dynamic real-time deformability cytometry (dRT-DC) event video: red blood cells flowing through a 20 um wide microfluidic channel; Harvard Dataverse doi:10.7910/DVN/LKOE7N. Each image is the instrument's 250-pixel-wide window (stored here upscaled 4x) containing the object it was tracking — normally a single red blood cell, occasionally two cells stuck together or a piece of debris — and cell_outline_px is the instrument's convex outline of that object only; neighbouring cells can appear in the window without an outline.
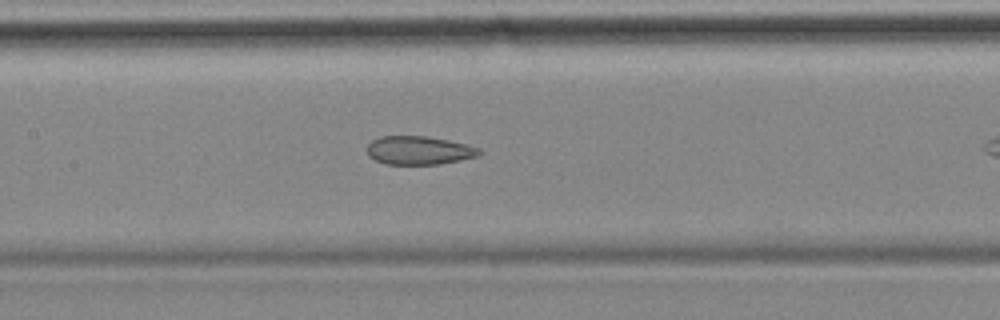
{"species": "common noctule bat (a hibernating species)", "species_latin": "Nyctalus noctula", "temperature_condition": "cold", "stored_images_in_passage": 19, "camera_frame_rate_fps": 3000, "um_per_image_px": 0.085, "animal": {"sex": "female", "body_mass_g": 18.4}, "frame": {"image": 1, "passage_image": 14, "time_ms": 4.333, "image_size_px": [1000, 320], "cell_outline_px": [[484, 152], [480, 156], [440, 164], [384, 164], [368, 156], [368, 144], [372, 140], [380, 136], [424, 136], [448, 140], [468, 144], [480, 148]], "centroid_in_image_um": [35.66, 12.78], "position_along_channel_um": 171.7, "area_um2": 18.79}}